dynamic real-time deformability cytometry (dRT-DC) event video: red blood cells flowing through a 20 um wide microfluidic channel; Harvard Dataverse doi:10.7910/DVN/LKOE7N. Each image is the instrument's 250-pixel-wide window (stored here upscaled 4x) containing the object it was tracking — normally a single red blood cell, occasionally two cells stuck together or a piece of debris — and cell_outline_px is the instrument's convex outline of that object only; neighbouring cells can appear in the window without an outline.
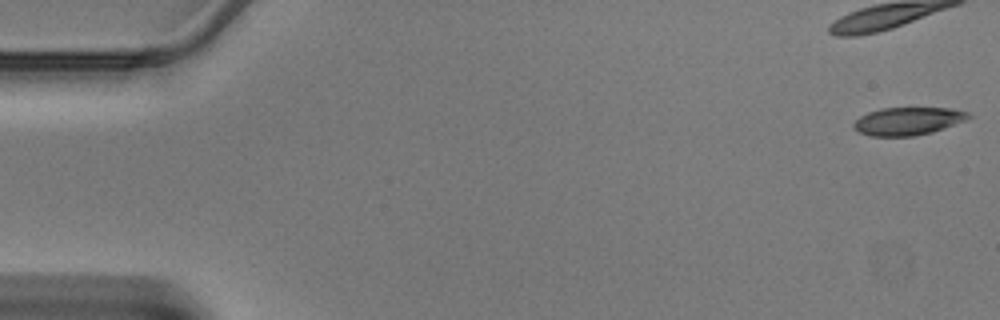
{"species": "Egyptian fruit bat (a non-hibernating species)", "species_latin": "Rousettus aegyptiacus", "temperature_condition": "warm", "stored_images_in_passage": 46, "camera_frame_rate_fps": 3000, "um_per_image_px": 0.085, "animal": {"sex": "male"}, "frame": {"image": 1, "passage_image": 1, "time_ms": 0.0, "image_size_px": [1000, 320], "cell_outline_px": [[972, 116], [964, 120], [932, 132], [916, 136], [868, 136], [860, 132], [852, 124], [860, 116], [868, 112], [880, 108], [952, 108], [968, 112]], "centroid_in_image_um": [77.15, 10.29], "position_along_channel_um": 7.8, "area_um2": 18.5}}